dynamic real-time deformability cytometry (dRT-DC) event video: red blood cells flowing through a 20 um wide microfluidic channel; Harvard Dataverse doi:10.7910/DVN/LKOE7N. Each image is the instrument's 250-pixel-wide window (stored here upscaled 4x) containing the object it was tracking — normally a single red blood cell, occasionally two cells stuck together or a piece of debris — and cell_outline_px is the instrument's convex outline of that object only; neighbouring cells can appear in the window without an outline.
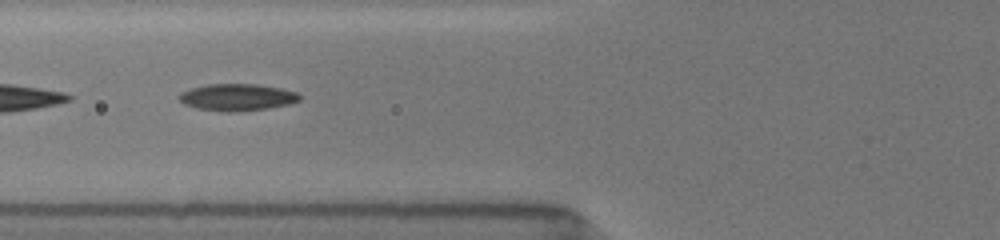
{"species": "common noctule bat (a hibernating species)", "species_latin": "Nyctalus noctula", "temperature_condition": "room temperature", "stored_images_in_passage": 18, "camera_frame_rate_fps": 3000, "um_per_image_px": 0.085, "animal": {"sex": "female", "body_mass_g": 19.5, "forearm_length_mm": 54.1}, "frame": {"image": 1, "passage_image": 6, "time_ms": 2.667, "image_size_px": [1000, 240], "cell_outline_px": [[300, 100], [288, 104], [268, 108], [228, 112], [196, 108], [184, 104], [176, 96], [180, 92], [192, 88], [208, 84], [256, 84], [280, 88], [296, 92], [300, 96]], "centroid_in_image_um": [20.12, 8.26], "position_along_channel_um": 105.7, "area_um2": 18.73}}